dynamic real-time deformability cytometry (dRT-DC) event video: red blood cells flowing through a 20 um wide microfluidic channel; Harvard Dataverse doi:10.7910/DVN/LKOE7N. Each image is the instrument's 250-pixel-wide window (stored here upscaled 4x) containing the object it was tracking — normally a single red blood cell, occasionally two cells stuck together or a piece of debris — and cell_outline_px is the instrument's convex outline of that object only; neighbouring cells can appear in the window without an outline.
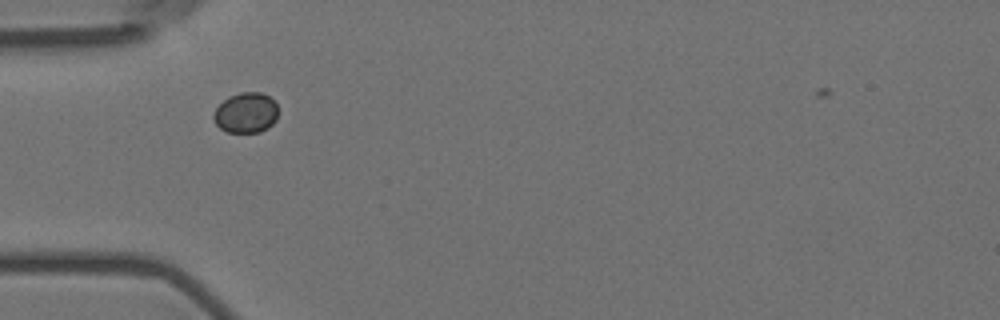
{"species": "Egyptian fruit bat (a non-hibernating species)", "species_latin": "Rousettus aegyptiacus", "temperature_condition": "room temperature", "stored_images_in_passage": 46, "camera_frame_rate_fps": 3000, "um_per_image_px": 0.085, "animal": {"sex": "female"}, "frame": {"image": 1, "passage_image": 7, "time_ms": 2.0, "image_size_px": [1000, 320], "cell_outline_px": [[276, 120], [268, 128], [260, 132], [228, 132], [220, 128], [216, 124], [212, 116], [216, 108], [228, 96], [240, 92], [260, 92], [268, 96], [276, 104]], "centroid_in_image_um": [20.88, 9.59], "position_along_channel_um": 64.1, "area_um2": 15.09}}
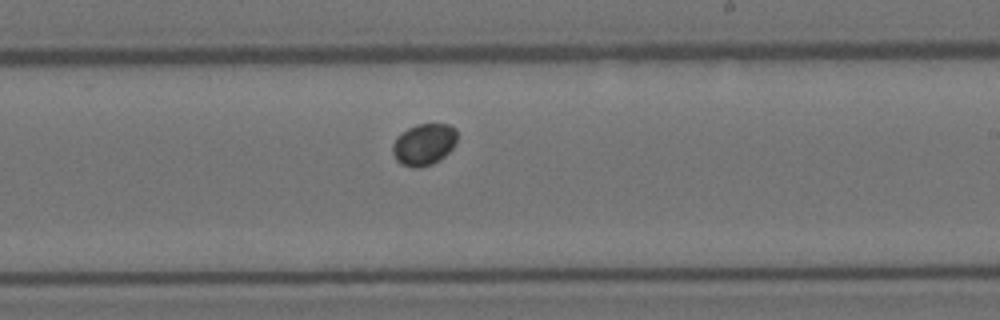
{"frame": {"image": 2, "passage_image": 23, "time_ms": 7.333, "image_size_px": [1000, 320], "cell_outline_px": [[456, 144], [440, 160], [432, 164], [420, 168], [412, 168], [400, 164], [396, 160], [392, 152], [392, 144], [396, 136], [408, 128], [416, 124], [448, 124], [456, 128]], "centroid_in_image_um": [36.01, 12.28], "position_along_channel_um": 253.0, "area_um2": 15.9}}
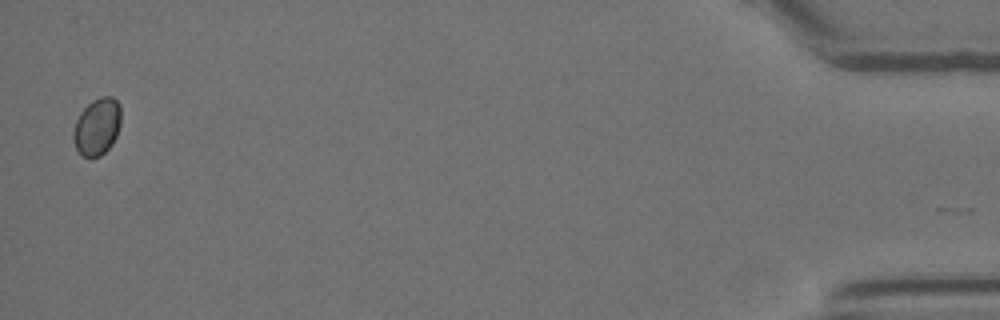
{"frame": {"image": 3, "passage_image": 45, "time_ms": 14.667, "image_size_px": [1000, 320], "cell_outline_px": [[120, 124], [116, 136], [112, 144], [100, 156], [88, 160], [80, 156], [72, 140], [72, 132], [76, 120], [80, 112], [92, 100], [100, 96], [112, 96], [120, 104]], "centroid_in_image_um": [8.22, 10.8], "position_along_channel_um": 427.0, "area_um2": 16.24}}